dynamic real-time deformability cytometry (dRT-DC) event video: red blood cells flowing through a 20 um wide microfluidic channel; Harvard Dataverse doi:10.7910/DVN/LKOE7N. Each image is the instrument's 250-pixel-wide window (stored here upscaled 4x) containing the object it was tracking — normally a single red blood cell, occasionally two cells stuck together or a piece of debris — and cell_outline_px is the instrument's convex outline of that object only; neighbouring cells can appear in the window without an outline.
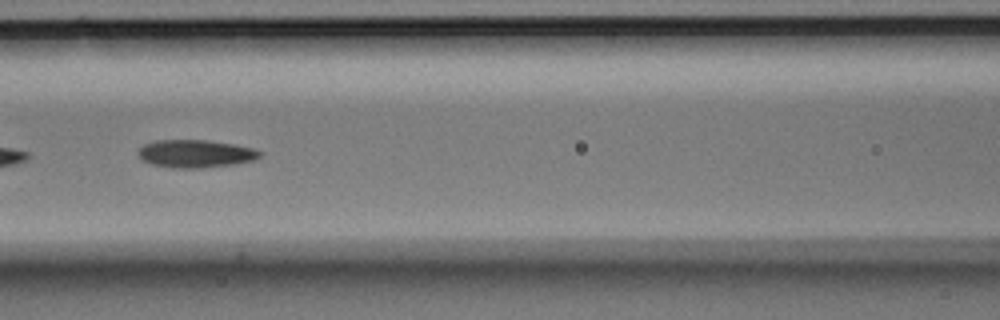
{"species": "Egyptian fruit bat (a non-hibernating species)", "species_latin": "Rousettus aegyptiacus", "temperature_condition": "room temperature", "stored_images_in_passage": 26, "segment_of_instrument_passage": [2, 2], "camera_frame_rate_fps": 3000, "um_per_image_px": 0.085, "animal": {"sex": "male"}, "frame": {"image": 1, "passage_image": 23, "time_ms": 7.333, "image_size_px": [1000, 320], "cell_outline_px": [[264, 152], [260, 156], [252, 160], [232, 164], [204, 168], [172, 168], [152, 164], [144, 160], [136, 152], [144, 144], [156, 140], [208, 140], [232, 144], [252, 148]], "centroid_in_image_um": [16.6, 13.06], "position_along_channel_um": 150.0, "area_um2": 19.59}}